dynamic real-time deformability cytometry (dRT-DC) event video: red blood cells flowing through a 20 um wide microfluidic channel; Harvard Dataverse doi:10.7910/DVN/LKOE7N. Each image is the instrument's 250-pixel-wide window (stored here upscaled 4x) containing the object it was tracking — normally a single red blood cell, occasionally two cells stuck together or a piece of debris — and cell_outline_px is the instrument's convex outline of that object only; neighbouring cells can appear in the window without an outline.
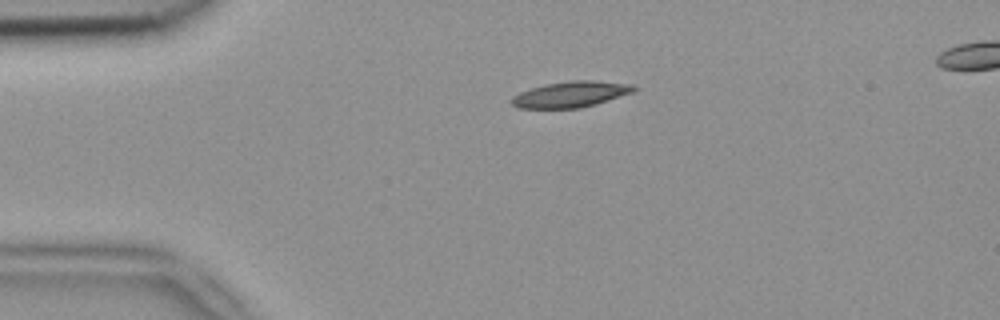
{"species": "common noctule bat (a hibernating species)", "species_latin": "Nyctalus noctula", "temperature_condition": "room temperature", "stored_images_in_passage": 3, "segment_of_instrument_passage": [1, 2], "camera_frame_rate_fps": 3000, "um_per_image_px": 0.085, "animal": {"sex": "female", "body_mass_g": 18.4}, "frame": {"image": 1, "passage_image": 1, "time_ms": 0.0, "image_size_px": [1000, 320], "cell_outline_px": [[636, 88], [632, 92], [596, 104], [580, 108], [520, 108], [512, 104], [512, 96], [520, 92], [544, 84], [572, 80], [596, 80], [632, 84]], "centroid_in_image_um": [48.51, 8.01], "position_along_channel_um": 36.5, "area_um2": 18.32}}